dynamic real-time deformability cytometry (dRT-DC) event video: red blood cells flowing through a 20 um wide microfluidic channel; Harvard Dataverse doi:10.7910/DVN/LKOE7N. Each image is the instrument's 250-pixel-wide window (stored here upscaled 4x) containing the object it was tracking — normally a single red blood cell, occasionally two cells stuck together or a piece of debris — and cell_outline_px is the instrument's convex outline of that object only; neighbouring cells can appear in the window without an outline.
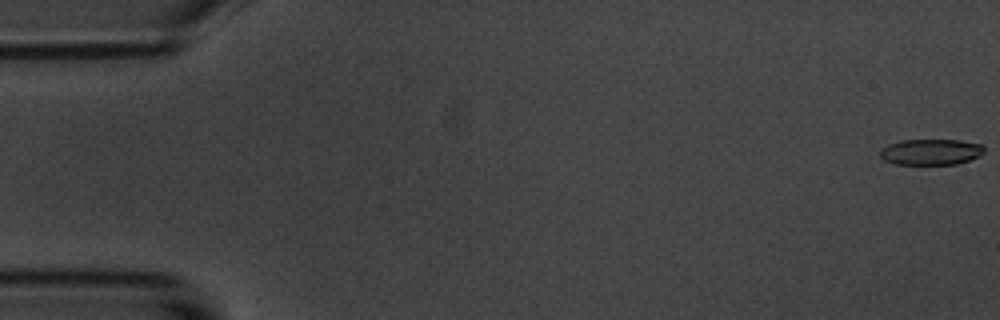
{"species": "common noctule bat (a hibernating species)", "species_latin": "Nyctalus noctula", "temperature_condition": "room temperature", "stored_images_in_passage": 15, "camera_frame_rate_fps": 3000, "um_per_image_px": 0.085, "animal": {"sex": "male", "body_mass_g": 20.1, "forearm_length_mm": 53.5}, "frame": {"image": 1, "passage_image": 1, "time_ms": 0.0, "image_size_px": [1000, 320], "cell_outline_px": [[984, 152], [980, 156], [956, 164], [896, 164], [884, 160], [880, 156], [880, 152], [888, 144], [900, 140], [960, 140], [984, 144]], "centroid_in_image_um": [79.16, 12.9], "position_along_channel_um": 5.8, "area_um2": 15.72}}
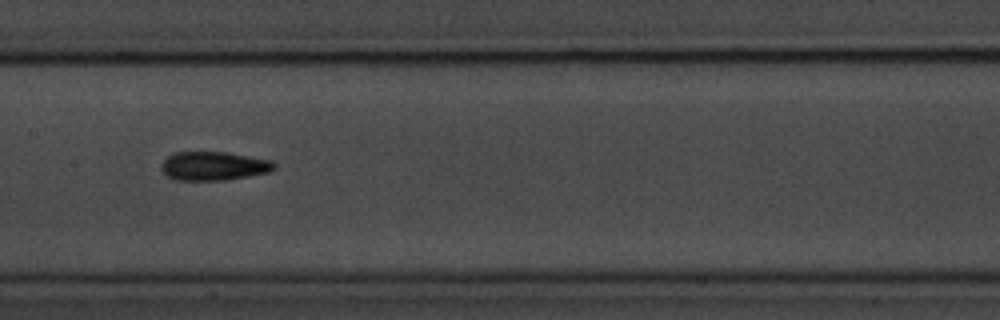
{"frame": {"image": 2, "passage_image": 8, "time_ms": 9.333, "image_size_px": [1000, 320], "cell_outline_px": [[276, 168], [268, 172], [228, 180], [176, 180], [168, 176], [160, 168], [160, 164], [168, 156], [176, 152], [228, 152], [272, 160], [276, 164]], "centroid_in_image_um": [18.18, 14.1], "position_along_channel_um": 189.2, "area_um2": 19.02}}
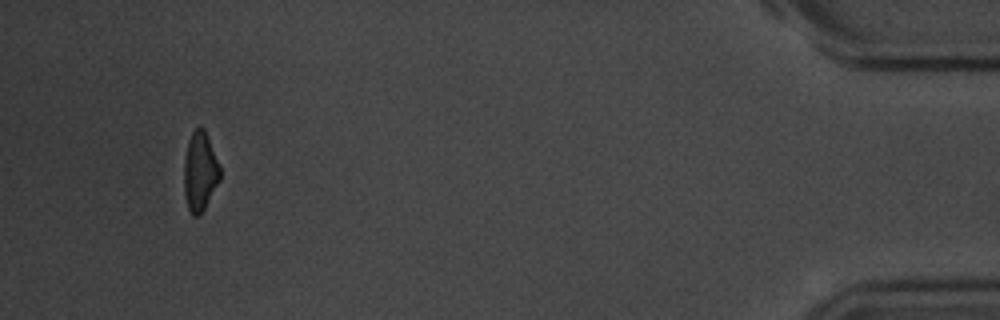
{"frame": {"image": 3, "passage_image": 15, "time_ms": 18.0, "image_size_px": [1000, 320], "cell_outline_px": [[220, 180], [200, 216], [192, 216], [188, 208], [184, 196], [184, 160], [188, 140], [192, 132], [200, 124], [204, 128], [220, 168]], "centroid_in_image_um": [16.98, 14.59], "position_along_channel_um": 418.2, "area_um2": 16.65}, "authors_computed_cell_mechanics": {"area_um2": 17.5712, "velocity_mm_per_s": 3.4916, "shape_relaxation_time_tau1_ms": 3.9694, "shape_relaxation_time_tau2_ms": null, "deformation_change_tau1": 0.132, "deformation_change_tau2": null}}